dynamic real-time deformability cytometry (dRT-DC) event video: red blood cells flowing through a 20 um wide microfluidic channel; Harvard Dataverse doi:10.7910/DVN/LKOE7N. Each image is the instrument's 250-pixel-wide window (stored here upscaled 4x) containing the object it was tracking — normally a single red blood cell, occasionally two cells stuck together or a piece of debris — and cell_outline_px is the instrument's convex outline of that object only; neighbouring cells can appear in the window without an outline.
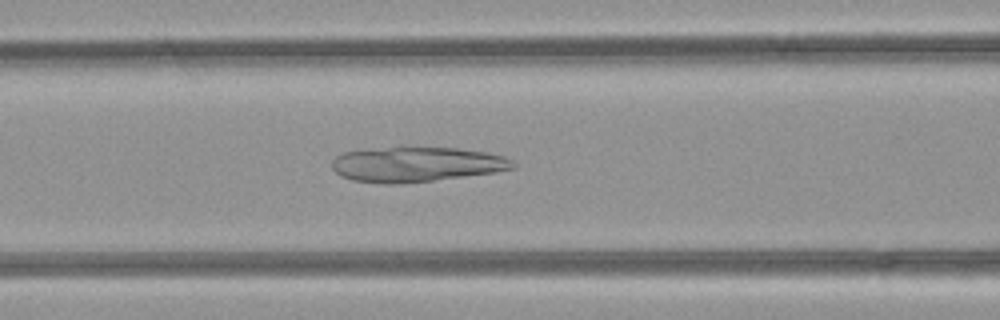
{"species": "common noctule bat (a hibernating species)", "species_latin": "Nyctalus noctula", "temperature_condition": "room temperature", "stored_images_in_passage": 49, "camera_frame_rate_fps": 3000, "um_per_image_px": 0.085, "animal": {"sex": "female", "body_mass_g": 21.9}, "frame": {"image": 1, "passage_image": 20, "time_ms": 6.333, "image_size_px": [1000, 320], "cell_outline_px": [[516, 168], [496, 172], [400, 184], [388, 184], [352, 180], [340, 176], [332, 168], [332, 160], [336, 156], [344, 152], [404, 144], [456, 148], [488, 152], [504, 156], [512, 160], [516, 164]], "centroid_in_image_um": [35.39, 13.93], "position_along_channel_um": 131.2, "area_um2": 37.92}}
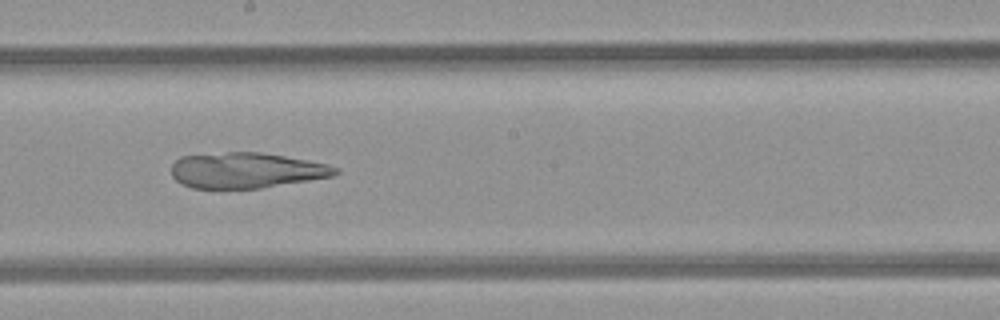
{"frame": {"image": 2, "passage_image": 27, "time_ms": 8.667, "image_size_px": [1000, 320], "cell_outline_px": [[340, 172], [332, 176], [260, 188], [192, 188], [180, 184], [172, 176], [172, 164], [180, 156], [228, 152], [260, 152], [284, 156], [328, 164], [336, 168]], "centroid_in_image_um": [20.89, 14.48], "position_along_channel_um": 227.3, "area_um2": 33.76}}
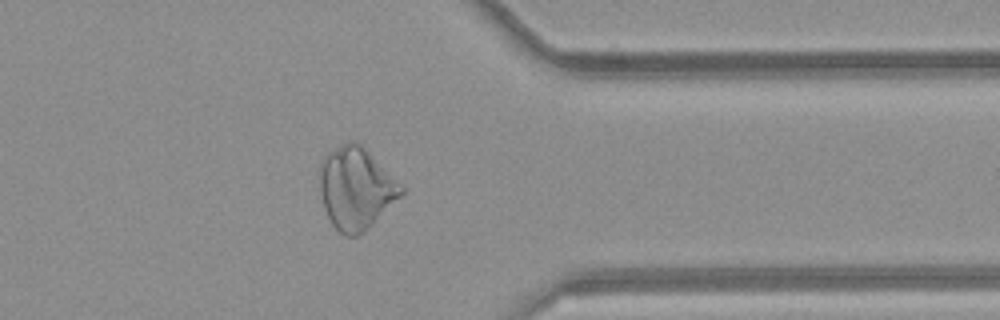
{"frame": {"image": 3, "passage_image": 39, "time_ms": 12.667, "image_size_px": [1000, 320], "cell_outline_px": [[404, 192], [360, 236], [344, 236], [332, 224], [324, 208], [320, 192], [320, 164], [328, 152], [340, 144], [348, 140], [352, 140], [360, 144], [404, 188]], "centroid_in_image_um": [30.22, 16.01], "position_along_channel_um": 381.2, "area_um2": 38.32}}